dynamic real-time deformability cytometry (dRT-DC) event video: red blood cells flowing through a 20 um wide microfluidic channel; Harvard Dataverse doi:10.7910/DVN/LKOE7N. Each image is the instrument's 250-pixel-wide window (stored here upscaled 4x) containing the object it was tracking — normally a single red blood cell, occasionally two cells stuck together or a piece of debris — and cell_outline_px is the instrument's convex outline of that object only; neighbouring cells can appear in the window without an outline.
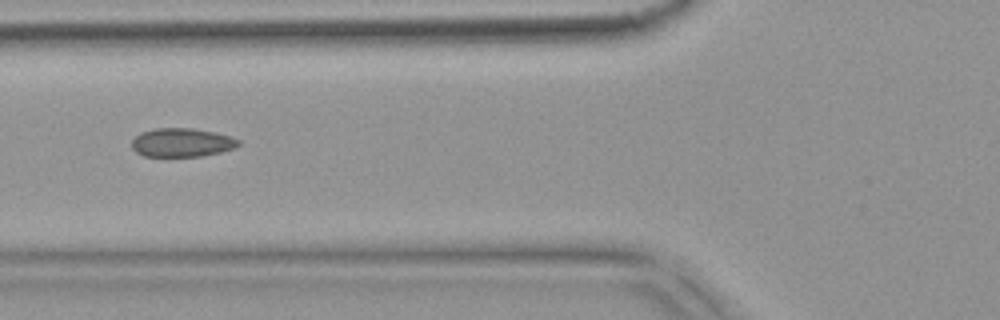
{"species": "common noctule bat (a hibernating species)", "species_latin": "Nyctalus noctula", "temperature_condition": "warm", "stored_images_in_passage": 4, "camera_frame_rate_fps": 3000, "um_per_image_px": 0.085, "animal": {"sex": "female", "body_mass_g": 18.4}, "frame": {"image": 1, "passage_image": 3, "time_ms": 0.667, "image_size_px": [1000, 320], "cell_outline_px": [[240, 144], [236, 148], [220, 152], [200, 156], [144, 156], [136, 152], [132, 148], [132, 140], [140, 132], [156, 128], [192, 128], [216, 132], [240, 140]], "centroid_in_image_um": [15.46, 12.11], "position_along_channel_um": 110.3, "area_um2": 17.86}}